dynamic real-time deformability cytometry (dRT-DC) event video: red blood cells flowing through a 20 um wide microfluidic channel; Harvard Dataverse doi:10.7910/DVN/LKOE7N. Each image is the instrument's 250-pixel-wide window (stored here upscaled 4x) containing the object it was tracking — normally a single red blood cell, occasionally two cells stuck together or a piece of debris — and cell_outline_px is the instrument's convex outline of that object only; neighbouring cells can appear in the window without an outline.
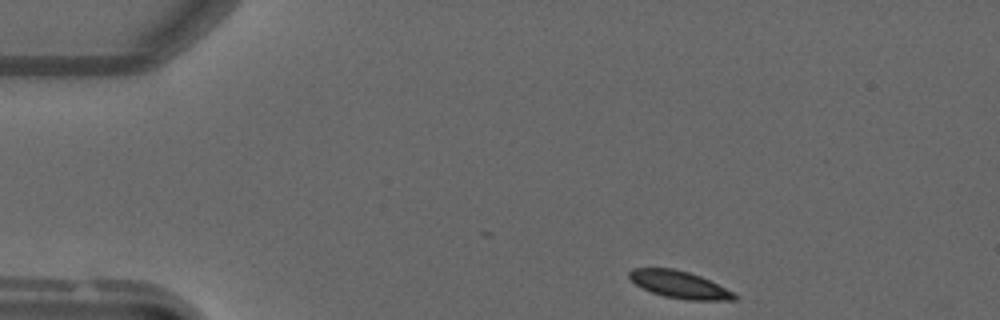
{"species": "common noctule bat (a hibernating species)", "species_latin": "Nyctalus noctula", "temperature_condition": "warm", "stored_images_in_passage": 33, "camera_frame_rate_fps": 3000, "um_per_image_px": 0.085, "animal": {"sex": "male", "forearm_length_mm": 52.5}, "frame": {"image": 1, "passage_image": 1, "time_ms": 0.0, "image_size_px": [1000, 320], "cell_outline_px": [[740, 296], [736, 300], [688, 300], [664, 296], [652, 292], [636, 284], [628, 276], [628, 272], [632, 268], [672, 268], [688, 272], [700, 276], [736, 292]], "centroid_in_image_um": [57.81, 24.19], "position_along_channel_um": 27.2, "area_um2": 16.7}}
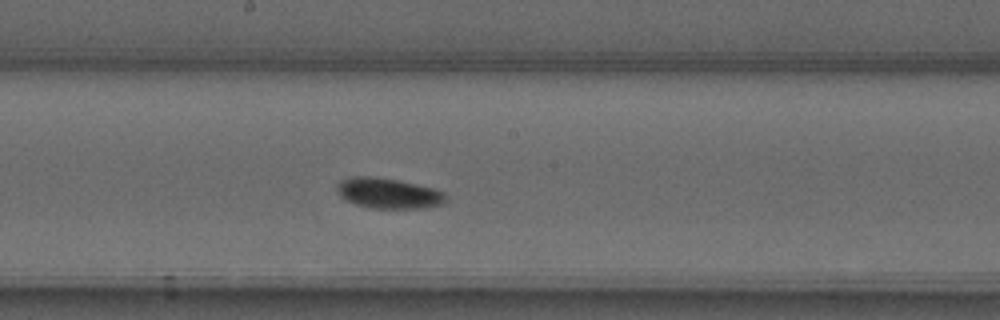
{"frame": {"image": 2, "passage_image": 20, "time_ms": 6.333, "image_size_px": [1000, 320], "cell_outline_px": [[448, 200], [444, 204], [420, 208], [368, 208], [356, 204], [340, 196], [336, 188], [336, 184], [340, 180], [352, 176], [372, 176], [400, 180], [436, 188], [444, 192], [448, 196]], "centroid_in_image_um": [33.05, 16.41], "position_along_channel_um": 215.1, "area_um2": 19.65}}
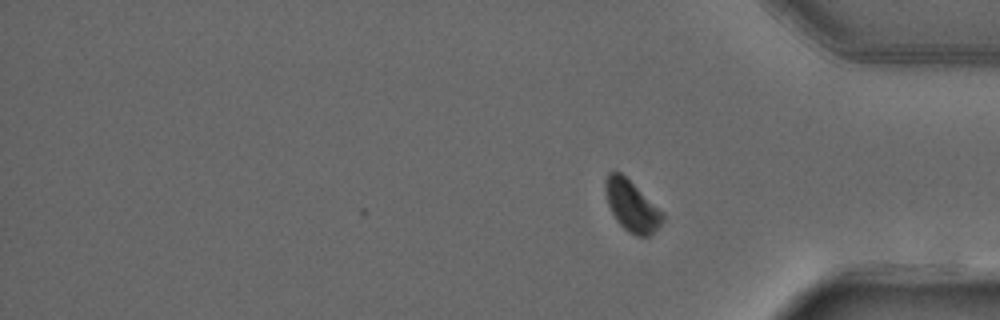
{"frame": {"image": 3, "passage_image": 33, "time_ms": 10.667, "image_size_px": [1000, 320], "cell_outline_px": [[664, 220], [648, 236], [636, 236], [628, 232], [616, 220], [608, 204], [604, 188], [604, 180], [608, 172], [620, 172], [664, 212]], "centroid_in_image_um": [53.68, 17.49], "position_along_channel_um": 381.5, "area_um2": 16.82}}